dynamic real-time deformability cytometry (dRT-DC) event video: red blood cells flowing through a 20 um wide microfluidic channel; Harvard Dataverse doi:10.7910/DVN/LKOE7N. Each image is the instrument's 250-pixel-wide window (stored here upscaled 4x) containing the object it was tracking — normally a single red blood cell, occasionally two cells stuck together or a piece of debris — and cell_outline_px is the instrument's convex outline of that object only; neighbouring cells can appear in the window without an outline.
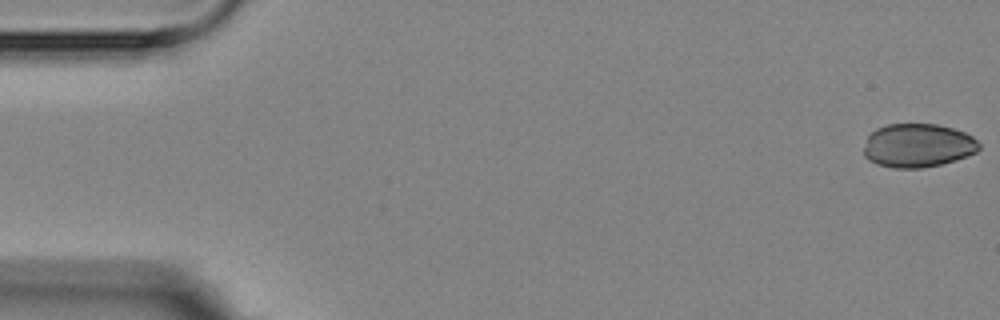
{"species": "Egyptian fruit bat (a non-hibernating species)", "species_latin": "Rousettus aegyptiacus", "temperature_condition": "room temperature", "stored_images_in_passage": 5, "camera_frame_rate_fps": 3000, "um_per_image_px": 0.085, "animal": {"sex": "female"}, "frame": {"image": 1, "passage_image": 1, "time_ms": 0.0, "image_size_px": [1000, 320], "cell_outline_px": [[980, 148], [976, 152], [956, 160], [924, 168], [892, 168], [876, 164], [868, 160], [864, 156], [864, 148], [868, 136], [876, 128], [888, 124], [936, 124], [952, 128], [964, 132], [972, 136], [980, 144]], "centroid_in_image_um": [78.0, 12.37], "position_along_channel_um": 7.0, "area_um2": 29.42}}
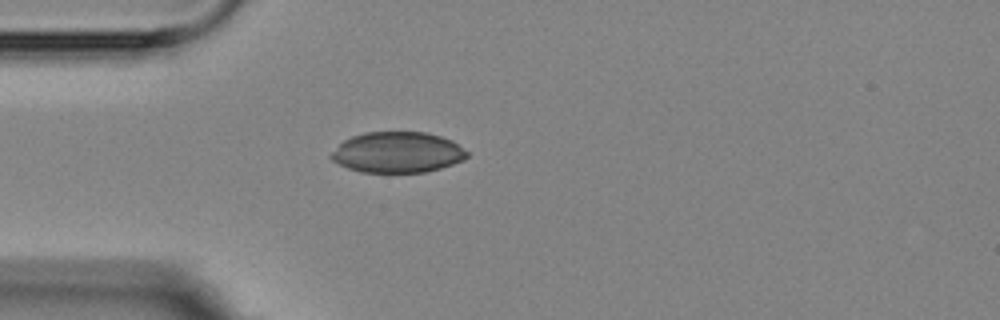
{"frame": {"image": 2, "passage_image": 5, "time_ms": 4.667, "image_size_px": [1000, 320], "cell_outline_px": [[468, 156], [464, 160], [440, 168], [424, 172], [360, 172], [348, 168], [332, 160], [328, 156], [344, 140], [352, 136], [364, 132], [428, 132], [452, 140], [468, 152]], "centroid_in_image_um": [33.79, 12.94], "position_along_channel_um": 51.2, "area_um2": 32.25}}